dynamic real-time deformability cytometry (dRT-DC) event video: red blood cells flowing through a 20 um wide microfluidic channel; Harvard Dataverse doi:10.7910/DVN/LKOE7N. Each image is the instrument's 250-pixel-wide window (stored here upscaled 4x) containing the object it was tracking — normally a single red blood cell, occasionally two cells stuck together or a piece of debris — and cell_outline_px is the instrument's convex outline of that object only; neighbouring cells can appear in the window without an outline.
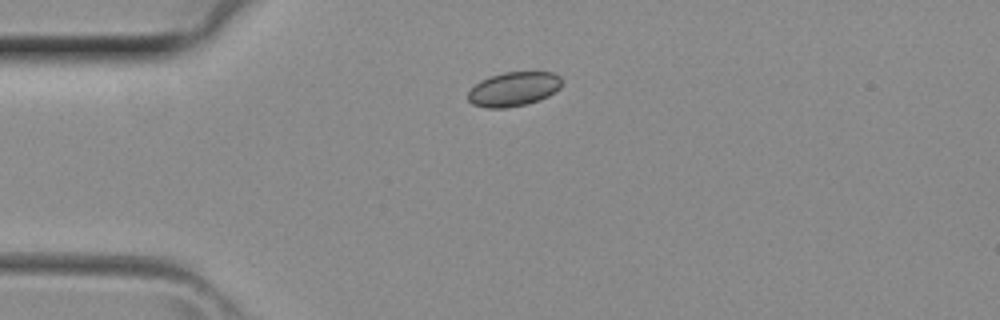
{"species": "common noctule bat (a hibernating species)", "species_latin": "Nyctalus noctula", "temperature_condition": "room temperature", "stored_images_in_passage": 3, "camera_frame_rate_fps": 3000, "um_per_image_px": 0.085, "animal": {"sex": "female", "body_mass_g": 29.2, "forearm_length_mm": 56.3}, "frame": {"image": 1, "passage_image": 3, "time_ms": 0.667, "image_size_px": [1000, 320], "cell_outline_px": [[564, 80], [560, 88], [548, 96], [540, 100], [524, 104], [504, 108], [488, 108], [472, 104], [468, 100], [468, 92], [480, 80], [504, 72], [552, 72], [560, 76]], "centroid_in_image_um": [43.69, 7.56], "position_along_channel_um": 41.3, "area_um2": 18.73}}